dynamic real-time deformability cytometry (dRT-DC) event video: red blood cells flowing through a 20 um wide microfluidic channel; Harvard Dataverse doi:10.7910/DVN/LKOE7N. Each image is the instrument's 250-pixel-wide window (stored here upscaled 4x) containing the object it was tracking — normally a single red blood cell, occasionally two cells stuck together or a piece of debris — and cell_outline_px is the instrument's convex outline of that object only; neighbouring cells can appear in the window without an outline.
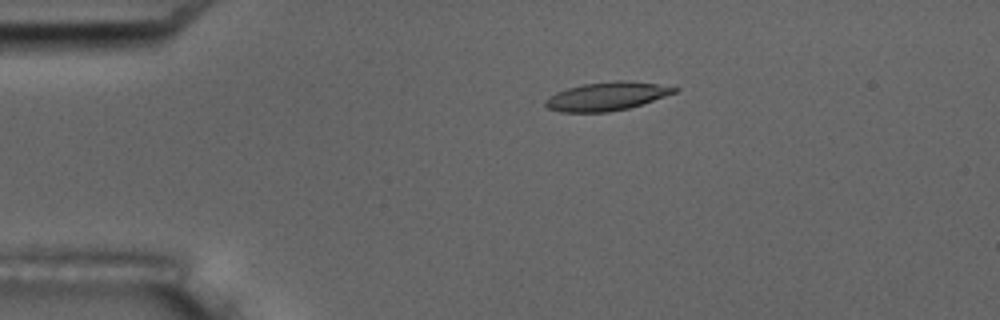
{"species": "common noctule bat (a hibernating species)", "species_latin": "Nyctalus noctula", "temperature_condition": "room temperature", "stored_images_in_passage": 5, "camera_frame_rate_fps": 3000, "um_per_image_px": 0.085, "animal": {"sex": "male", "body_mass_g": 17.5, "forearm_length_mm": 52.3}, "frame": {"image": 1, "passage_image": 4, "time_ms": 3.333, "image_size_px": [1000, 320], "cell_outline_px": [[680, 88], [676, 92], [628, 108], [608, 112], [560, 112], [548, 108], [544, 104], [544, 100], [548, 96], [556, 92], [568, 88], [584, 84], [616, 80], [624, 80], [656, 84]], "centroid_in_image_um": [51.51, 8.18], "position_along_channel_um": 33.5, "area_um2": 21.15}}